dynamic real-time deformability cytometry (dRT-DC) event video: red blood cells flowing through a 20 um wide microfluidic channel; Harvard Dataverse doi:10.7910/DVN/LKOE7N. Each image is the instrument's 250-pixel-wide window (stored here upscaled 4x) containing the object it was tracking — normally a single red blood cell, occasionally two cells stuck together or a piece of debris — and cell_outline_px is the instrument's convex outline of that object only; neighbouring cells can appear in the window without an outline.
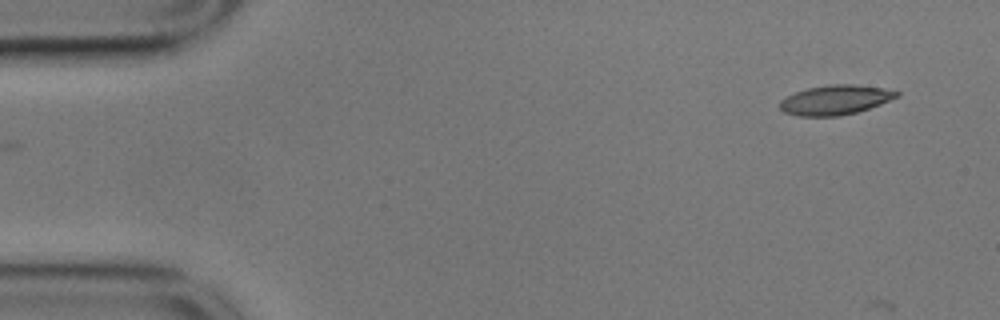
{"species": "common noctule bat (a hibernating species)", "species_latin": "Nyctalus noctula", "temperature_condition": "cold", "stored_images_in_passage": 2, "camera_frame_rate_fps": 3000, "um_per_image_px": 0.085, "animal": {"sex": "male", "body_mass_g": 17.9}, "frame": {"image": 1, "passage_image": 1, "time_ms": 0.0, "image_size_px": [1000, 320], "cell_outline_px": [[900, 96], [880, 104], [856, 112], [840, 116], [800, 116], [784, 112], [780, 108], [780, 100], [796, 92], [808, 88], [828, 84], [856, 84], [884, 88], [900, 92]], "centroid_in_image_um": [71.02, 8.48], "position_along_channel_um": 14.0, "area_um2": 20.11}}